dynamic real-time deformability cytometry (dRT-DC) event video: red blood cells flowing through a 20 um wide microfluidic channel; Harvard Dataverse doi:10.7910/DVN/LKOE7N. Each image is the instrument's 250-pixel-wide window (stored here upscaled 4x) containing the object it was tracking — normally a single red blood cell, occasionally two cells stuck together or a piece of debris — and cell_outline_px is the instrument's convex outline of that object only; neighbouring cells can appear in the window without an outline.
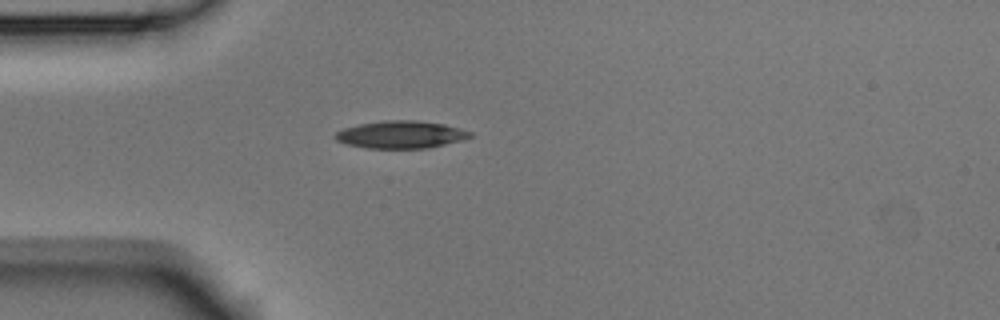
{"species": "Egyptian fruit bat (a non-hibernating species)", "species_latin": "Rousettus aegyptiacus", "temperature_condition": "room temperature", "stored_images_in_passage": 2, "camera_frame_rate_fps": 3000, "um_per_image_px": 0.085, "animal": {"sex": "male"}, "frame": {"image": 1, "passage_image": 2, "time_ms": 0.333, "image_size_px": [1000, 320], "cell_outline_px": [[472, 136], [464, 140], [428, 148], [364, 148], [344, 144], [336, 140], [332, 136], [336, 132], [344, 128], [360, 124], [384, 120], [416, 120], [444, 124], [460, 128], [472, 132]], "centroid_in_image_um": [34.06, 11.44], "position_along_channel_um": 50.9, "area_um2": 21.79}}